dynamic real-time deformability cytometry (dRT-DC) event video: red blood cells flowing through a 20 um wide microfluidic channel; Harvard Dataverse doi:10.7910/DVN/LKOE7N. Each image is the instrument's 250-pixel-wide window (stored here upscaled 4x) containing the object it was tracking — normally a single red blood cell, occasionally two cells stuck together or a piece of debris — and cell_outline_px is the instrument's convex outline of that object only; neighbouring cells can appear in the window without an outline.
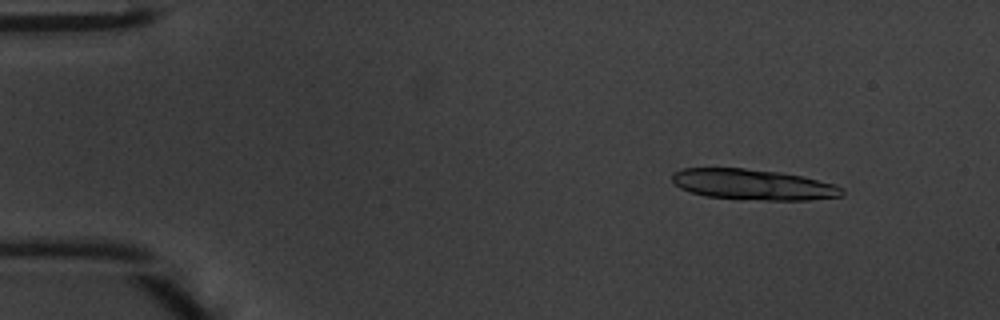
{"species": "common noctule bat (a hibernating species)", "species_latin": "Nyctalus noctula", "temperature_condition": "warm", "stored_images_in_passage": 32, "segment_of_instrument_passage": [1, 2], "camera_frame_rate_fps": 3000, "um_per_image_px": 0.085, "animal": {"sex": "male", "body_mass_g": 20.1, "forearm_length_mm": 53.5}, "frame": {"image": 1, "passage_image": 6, "time_ms": 1.667, "image_size_px": [1000, 320], "cell_outline_px": [[844, 196], [808, 200], [740, 200], [704, 196], [680, 188], [672, 180], [672, 172], [684, 168], [744, 168], [780, 172], [800, 176], [836, 184], [844, 188]], "centroid_in_image_um": [64.03, 15.7], "position_along_channel_um": 21.0, "area_um2": 30.69}}